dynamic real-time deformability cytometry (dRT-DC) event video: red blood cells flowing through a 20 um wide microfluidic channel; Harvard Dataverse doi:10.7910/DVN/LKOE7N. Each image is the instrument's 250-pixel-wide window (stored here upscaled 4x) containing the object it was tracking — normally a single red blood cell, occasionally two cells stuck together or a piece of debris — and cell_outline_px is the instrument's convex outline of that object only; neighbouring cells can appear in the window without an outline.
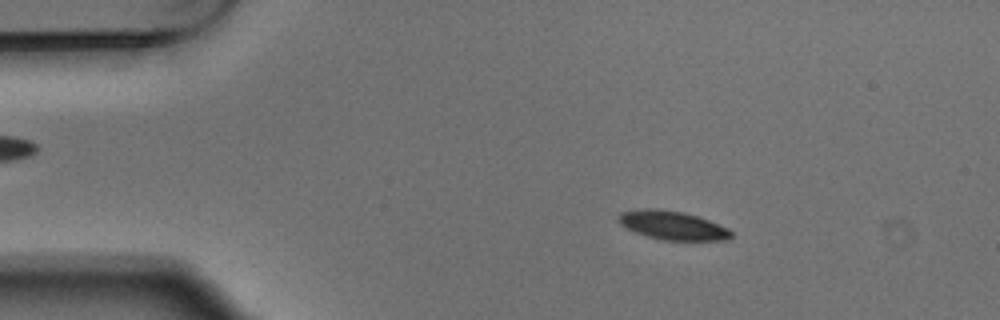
{"species": "Egyptian fruit bat (a non-hibernating species)", "species_latin": "Rousettus aegyptiacus", "temperature_condition": "warm", "stored_images_in_passage": 5, "camera_frame_rate_fps": 3000, "um_per_image_px": 0.085, "animal": {"sex": "male"}, "frame": {"image": 1, "passage_image": 2, "time_ms": 0.333, "image_size_px": [1000, 320], "cell_outline_px": [[732, 236], [728, 240], [664, 240], [648, 236], [636, 232], [620, 224], [616, 220], [616, 216], [620, 212], [644, 208], [656, 208], [684, 212], [708, 220], [728, 228], [732, 232]], "centroid_in_image_um": [57.13, 19.14], "position_along_channel_um": 27.9, "area_um2": 18.84}}
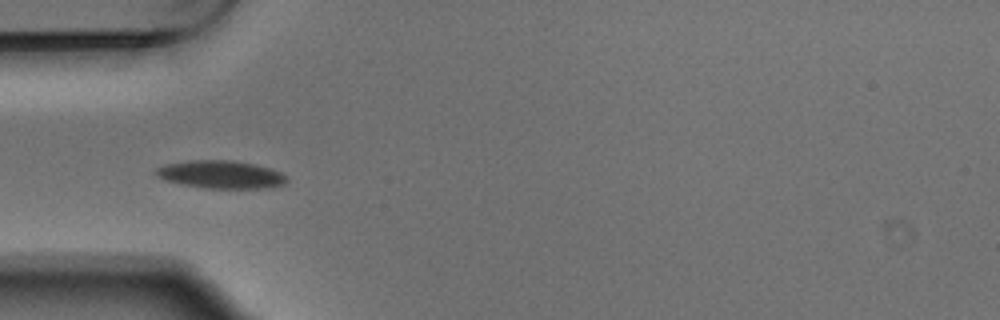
{"frame": {"image": 2, "passage_image": 4, "time_ms": 1.0, "image_size_px": [1000, 320], "cell_outline_px": [[288, 180], [284, 184], [268, 188], [204, 188], [180, 184], [164, 180], [156, 176], [152, 172], [156, 168], [164, 164], [188, 160], [232, 160], [252, 164], [268, 168], [280, 172]], "centroid_in_image_um": [18.68, 14.83], "position_along_channel_um": 66.3, "area_um2": 21.33}}
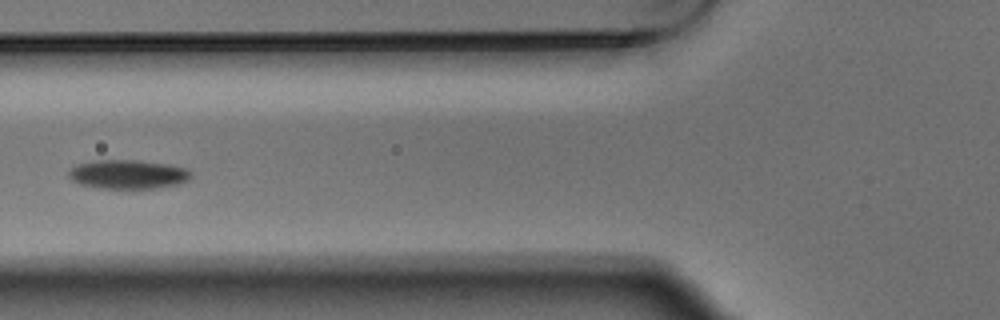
{"frame": {"image": 3, "passage_image": 5, "time_ms": 1.333, "image_size_px": [1000, 320], "cell_outline_px": [[192, 176], [188, 180], [180, 184], [156, 188], [96, 188], [80, 184], [72, 180], [68, 176], [68, 172], [76, 164], [96, 160], [140, 160], [168, 164], [188, 168], [192, 172]], "centroid_in_image_um": [10.91, 14.81], "position_along_channel_um": 114.9, "area_um2": 20.92}}